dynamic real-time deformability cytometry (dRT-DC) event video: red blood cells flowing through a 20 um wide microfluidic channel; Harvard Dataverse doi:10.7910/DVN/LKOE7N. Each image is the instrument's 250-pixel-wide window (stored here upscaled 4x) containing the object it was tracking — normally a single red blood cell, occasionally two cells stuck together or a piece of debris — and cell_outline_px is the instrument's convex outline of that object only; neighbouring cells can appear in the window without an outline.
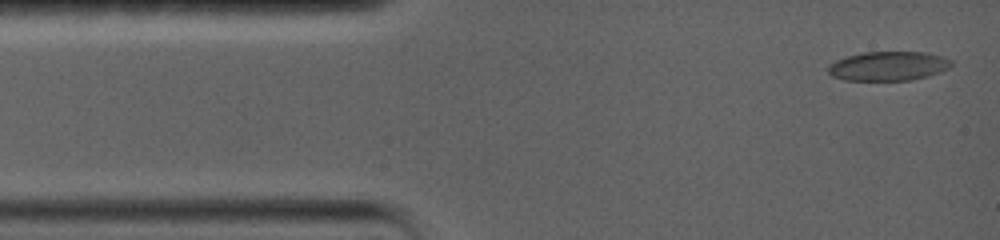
{"species": "common noctule bat (a hibernating species)", "species_latin": "Nyctalus noctula", "temperature_condition": "warm", "stored_images_in_passage": 8, "camera_frame_rate_fps": 5000, "um_per_image_px": 0.085, "animal": {"sex": "female", "body_mass_g": 19.0, "forearm_length_mm": 56.7}, "frame": {"image": 1, "passage_image": 1, "time_ms": 0.0, "image_size_px": [1000, 240], "cell_outline_px": [[952, 64], [948, 68], [940, 72], [928, 76], [912, 80], [844, 80], [832, 76], [828, 72], [828, 64], [836, 60], [848, 56], [864, 52], [928, 52], [944, 56], [952, 60]], "centroid_in_image_um": [75.53, 5.61], "position_along_channel_um": 9.5, "area_um2": 21.1}}
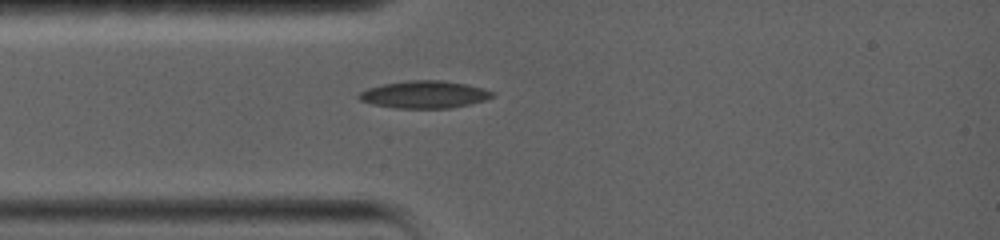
{"frame": {"image": 2, "passage_image": 5, "time_ms": 3.0, "image_size_px": [1000, 240], "cell_outline_px": [[496, 92], [492, 96], [484, 100], [468, 104], [448, 108], [396, 108], [372, 104], [360, 100], [356, 96], [360, 92], [368, 88], [384, 84], [408, 80], [440, 80], [464, 84], [484, 88]], "centroid_in_image_um": [36.05, 8.03], "position_along_channel_um": 49.0, "area_um2": 21.1}}
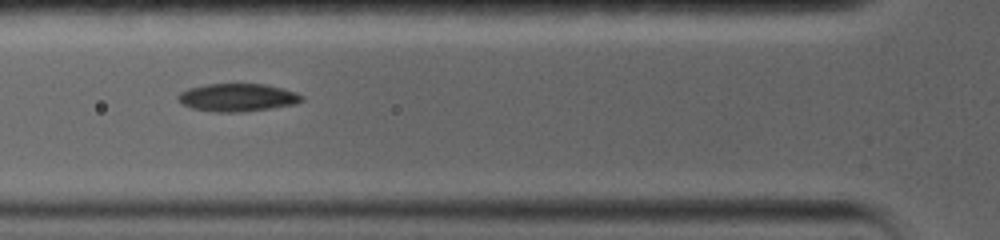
{"frame": {"image": 3, "passage_image": 7, "time_ms": 4.6, "image_size_px": [1000, 240], "cell_outline_px": [[304, 100], [296, 104], [244, 112], [212, 112], [192, 108], [176, 100], [176, 96], [180, 92], [188, 88], [204, 84], [264, 84], [296, 92], [304, 96]], "centroid_in_image_um": [20.16, 8.29], "position_along_channel_um": 105.6, "area_um2": 20.23}}